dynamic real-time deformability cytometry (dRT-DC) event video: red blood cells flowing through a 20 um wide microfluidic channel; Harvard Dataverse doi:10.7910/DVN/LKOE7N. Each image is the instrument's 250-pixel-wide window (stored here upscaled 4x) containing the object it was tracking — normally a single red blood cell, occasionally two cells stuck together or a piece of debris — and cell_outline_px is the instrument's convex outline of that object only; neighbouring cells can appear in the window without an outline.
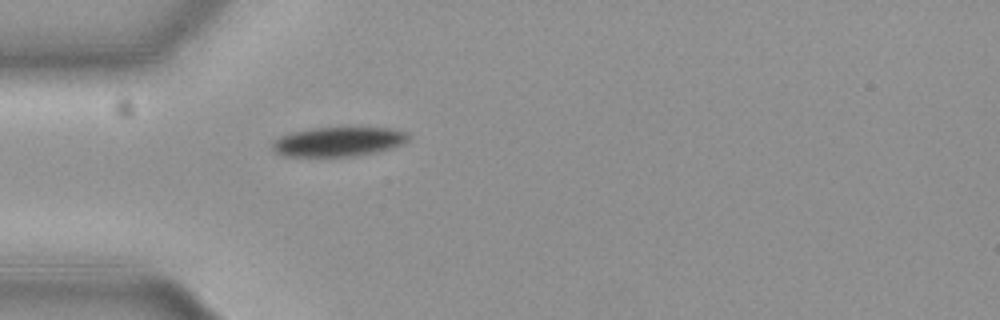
{"species": "common noctule bat (a hibernating species)", "species_latin": "Nyctalus noctula", "temperature_condition": "cold", "stored_images_in_passage": 37, "camera_frame_rate_fps": 3000, "um_per_image_px": 0.085, "animal": {"sex": "female", "body_mass_g": 19.3, "forearm_length_mm": 54.1}, "frame": {"image": 1, "passage_image": 1, "time_ms": 0.0, "image_size_px": [1000, 320], "cell_outline_px": [[412, 136], [404, 144], [392, 148], [376, 152], [344, 156], [284, 156], [276, 152], [272, 148], [272, 140], [280, 136], [292, 132], [312, 128], [392, 128], [408, 132]], "centroid_in_image_um": [28.79, 12.03], "position_along_channel_um": 56.2, "area_um2": 23.29}}
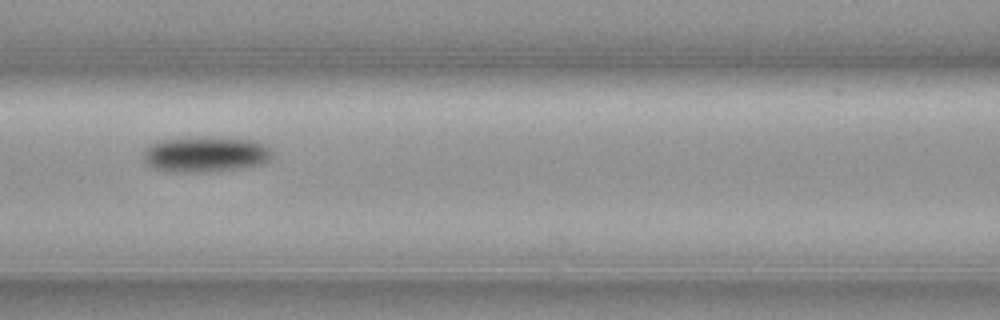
{"frame": {"image": 2, "passage_image": 9, "time_ms": 2.667, "image_size_px": [1000, 320], "cell_outline_px": [[272, 156], [268, 160], [260, 164], [236, 168], [196, 172], [180, 172], [156, 168], [148, 164], [144, 160], [144, 152], [148, 144], [160, 140], [196, 136], [212, 136], [252, 140], [268, 144], [272, 152]], "centroid_in_image_um": [17.48, 13.07], "position_along_channel_um": 149.1, "area_um2": 26.7}}
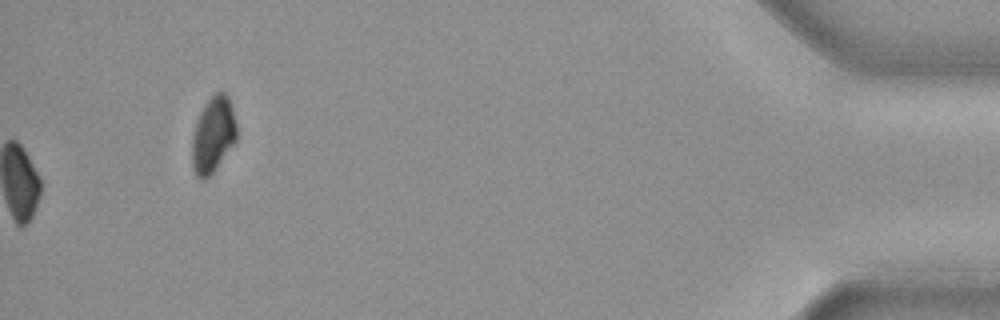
{"frame": {"image": 3, "passage_image": 37, "time_ms": 12.0, "image_size_px": [1000, 320], "cell_outline_px": [[236, 140], [216, 168], [204, 180], [200, 180], [196, 176], [192, 168], [192, 140], [196, 120], [204, 104], [216, 92], [224, 92], [228, 96], [232, 108], [236, 124]], "centroid_in_image_um": [18.09, 11.46], "position_along_channel_um": 417.1, "area_um2": 19.59}, "authors_computed_cell_mechanics": {"area_um2": 25.6632, "velocity_mm_per_s": 3.6872, "shape_relaxation_time_tau1_ms": 2.8789, "shape_relaxation_time_tau2_ms": null, "deformation_change_tau1": 0.0867, "deformation_change_tau2": null}}